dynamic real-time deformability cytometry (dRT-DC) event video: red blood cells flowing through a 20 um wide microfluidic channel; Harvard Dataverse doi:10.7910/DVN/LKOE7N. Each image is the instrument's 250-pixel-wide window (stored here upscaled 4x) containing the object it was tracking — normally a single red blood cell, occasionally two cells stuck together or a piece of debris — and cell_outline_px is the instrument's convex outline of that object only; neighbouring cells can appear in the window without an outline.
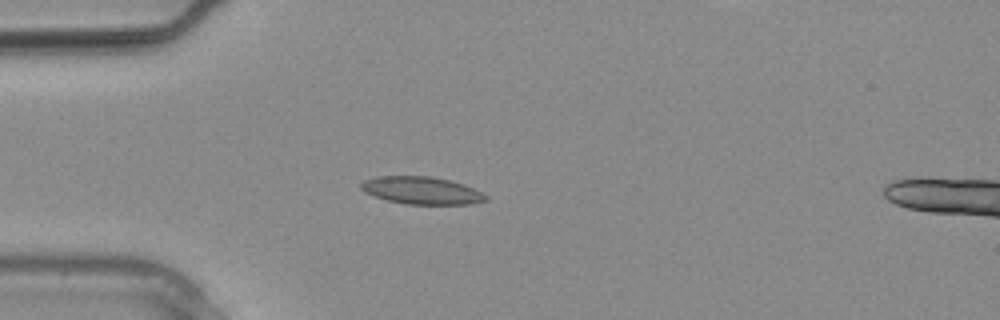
{"species": "common noctule bat (a hibernating species)", "species_latin": "Nyctalus noctula", "temperature_condition": "warm", "stored_images_in_passage": 7, "camera_frame_rate_fps": 3000, "um_per_image_px": 0.085, "animal": {"sex": "male", "body_mass_g": 20.4}, "frame": {"image": 1, "passage_image": 1, "time_ms": 0.0, "image_size_px": [1000, 320], "cell_outline_px": [[488, 200], [472, 204], [404, 204], [388, 200], [364, 192], [360, 188], [360, 184], [364, 180], [376, 176], [428, 176], [452, 180], [464, 184], [488, 196]], "centroid_in_image_um": [35.84, 16.18], "position_along_channel_um": 49.2, "area_um2": 20.0}}
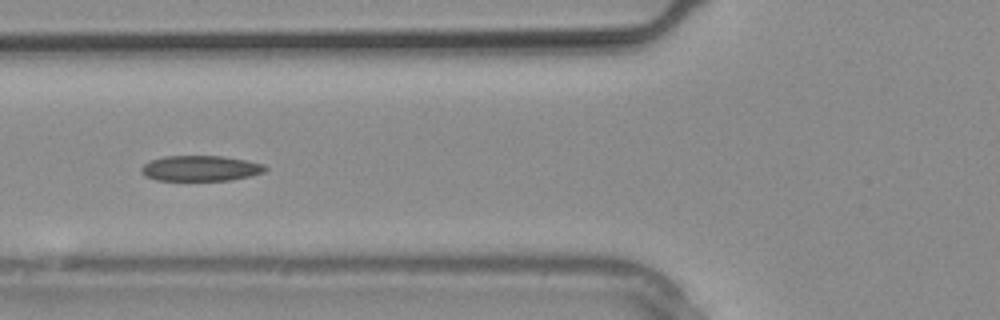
{"frame": {"image": 2, "passage_image": 4, "time_ms": 1.0, "image_size_px": [1000, 320], "cell_outline_px": [[268, 168], [264, 172], [248, 176], [228, 180], [156, 180], [144, 176], [140, 172], [140, 168], [144, 164], [152, 160], [164, 156], [220, 156], [244, 160], [264, 164]], "centroid_in_image_um": [17.0, 14.31], "position_along_channel_um": 108.8, "area_um2": 18.26}}